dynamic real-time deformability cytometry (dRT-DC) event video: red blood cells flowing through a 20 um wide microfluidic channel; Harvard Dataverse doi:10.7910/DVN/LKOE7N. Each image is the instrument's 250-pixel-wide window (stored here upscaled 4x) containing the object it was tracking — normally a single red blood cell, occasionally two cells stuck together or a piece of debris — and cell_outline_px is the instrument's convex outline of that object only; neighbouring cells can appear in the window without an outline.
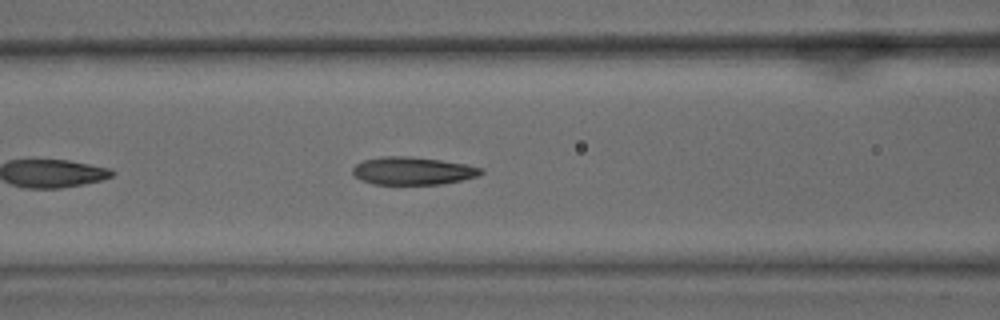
{"species": "common noctule bat (a hibernating species)", "species_latin": "Nyctalus noctula", "temperature_condition": "warm", "stored_images_in_passage": 11, "camera_frame_rate_fps": 3000, "um_per_image_px": 0.085, "animal": {"sex": "male", "body_mass_g": 15.6}, "frame": {"image": 1, "passage_image": 8, "time_ms": 2.333, "image_size_px": [1000, 320], "cell_outline_px": [[484, 172], [476, 176], [460, 180], [440, 184], [372, 184], [360, 180], [352, 172], [352, 168], [356, 164], [364, 160], [380, 156], [408, 156], [440, 160], [464, 164], [484, 168]], "centroid_in_image_um": [35.05, 14.52], "position_along_channel_um": 131.6, "area_um2": 20.69}}